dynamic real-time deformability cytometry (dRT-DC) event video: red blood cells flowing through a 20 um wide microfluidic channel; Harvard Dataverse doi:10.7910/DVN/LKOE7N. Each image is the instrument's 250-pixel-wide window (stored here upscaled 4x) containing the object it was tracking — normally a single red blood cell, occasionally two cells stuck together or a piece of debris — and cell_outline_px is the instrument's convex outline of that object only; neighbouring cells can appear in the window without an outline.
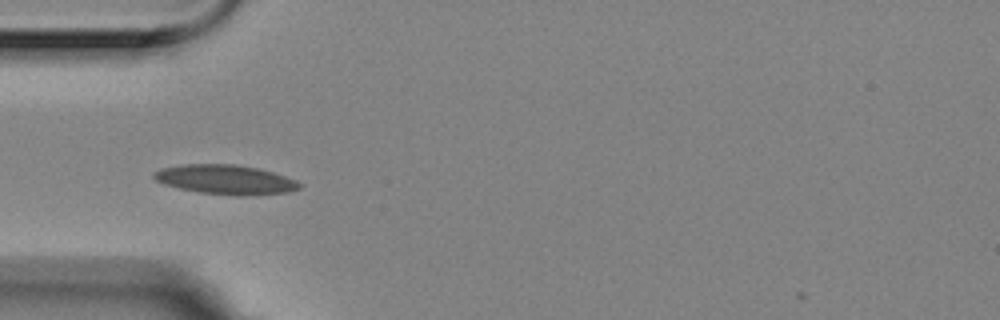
{"species": "Egyptian fruit bat (a non-hibernating species)", "species_latin": "Rousettus aegyptiacus", "temperature_condition": "room temperature", "stored_images_in_passage": 4, "camera_frame_rate_fps": 3000, "um_per_image_px": 0.085, "animal": {"sex": "female"}, "frame": {"image": 1, "passage_image": 2, "time_ms": 0.333, "image_size_px": [1000, 320], "cell_outline_px": [[300, 188], [288, 192], [244, 196], [236, 196], [200, 192], [180, 188], [164, 184], [156, 180], [152, 176], [152, 172], [160, 168], [184, 164], [236, 164], [256, 168], [272, 172], [296, 180], [300, 184]], "centroid_in_image_um": [19.13, 15.26], "position_along_channel_um": 65.9, "area_um2": 24.91}}
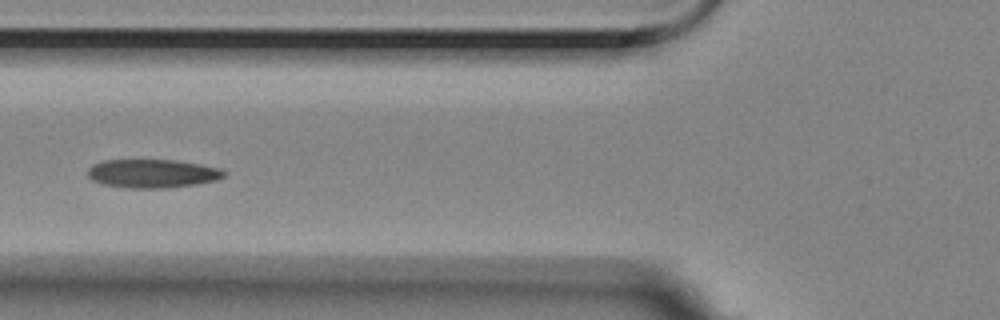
{"frame": {"image": 2, "passage_image": 3, "time_ms": 0.667, "image_size_px": [1000, 320], "cell_outline_px": [[228, 172], [224, 176], [216, 180], [196, 184], [164, 188], [132, 188], [104, 184], [92, 180], [88, 176], [88, 168], [92, 164], [100, 160], [176, 160], [200, 164], [220, 168]], "centroid_in_image_um": [12.96, 14.74], "position_along_channel_um": 112.8, "area_um2": 22.72}}
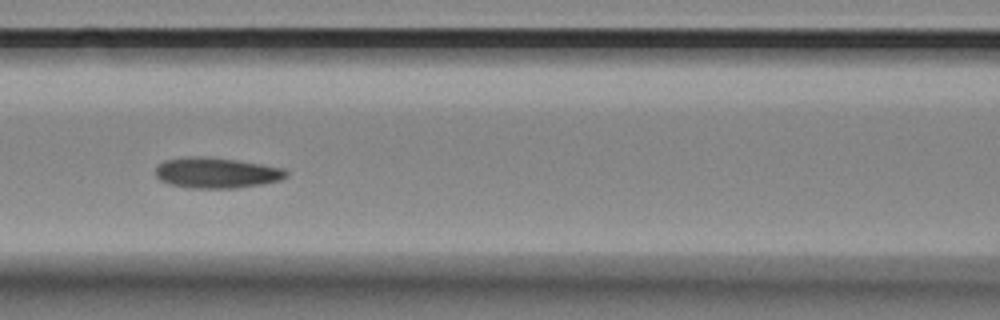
{"frame": {"image": 3, "passage_image": 4, "time_ms": 1.0, "image_size_px": [1000, 320], "cell_outline_px": [[288, 176], [280, 180], [260, 184], [236, 188], [188, 188], [168, 184], [160, 180], [156, 176], [156, 164], [164, 160], [184, 156], [204, 156], [236, 160], [284, 168], [288, 172]], "centroid_in_image_um": [18.35, 14.68], "position_along_channel_um": 148.3, "area_um2": 23.52}}